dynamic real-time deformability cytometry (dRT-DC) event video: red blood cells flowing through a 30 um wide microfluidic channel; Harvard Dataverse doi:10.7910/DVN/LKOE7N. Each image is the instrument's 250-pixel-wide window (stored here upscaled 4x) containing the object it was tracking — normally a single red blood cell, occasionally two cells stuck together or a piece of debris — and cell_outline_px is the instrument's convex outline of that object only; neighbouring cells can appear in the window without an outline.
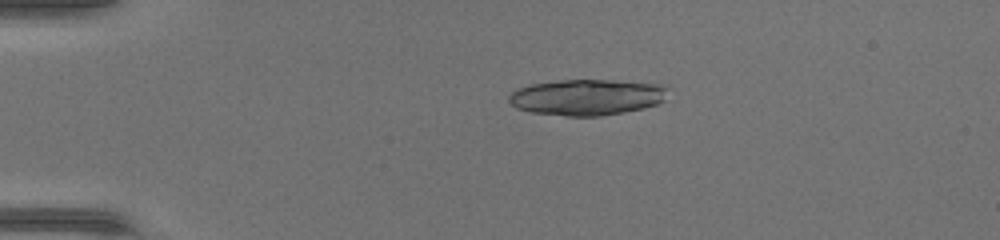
{"species": "common noctule bat (a hibernating species)", "species_latin": "Nyctalus noctula", "temperature_condition": "warm", "stored_images_in_passage": 10, "camera_frame_rate_fps": 3000, "um_per_image_px": 0.085, "animal": {"sex": "female", "body_mass_g": 17.0, "forearm_length_mm": 48.0}, "frame": {"image": 1, "passage_image": 2, "time_ms": 0.333, "image_size_px": [1000, 240], "cell_outline_px": [[672, 88], [664, 100], [660, 104], [644, 108], [624, 112], [600, 116], [564, 116], [532, 112], [516, 108], [508, 100], [508, 96], [516, 88], [532, 84], [560, 80], [612, 80], [664, 84]], "centroid_in_image_um": [49.96, 8.25], "position_along_channel_um": 35.0, "area_um2": 33.87}}